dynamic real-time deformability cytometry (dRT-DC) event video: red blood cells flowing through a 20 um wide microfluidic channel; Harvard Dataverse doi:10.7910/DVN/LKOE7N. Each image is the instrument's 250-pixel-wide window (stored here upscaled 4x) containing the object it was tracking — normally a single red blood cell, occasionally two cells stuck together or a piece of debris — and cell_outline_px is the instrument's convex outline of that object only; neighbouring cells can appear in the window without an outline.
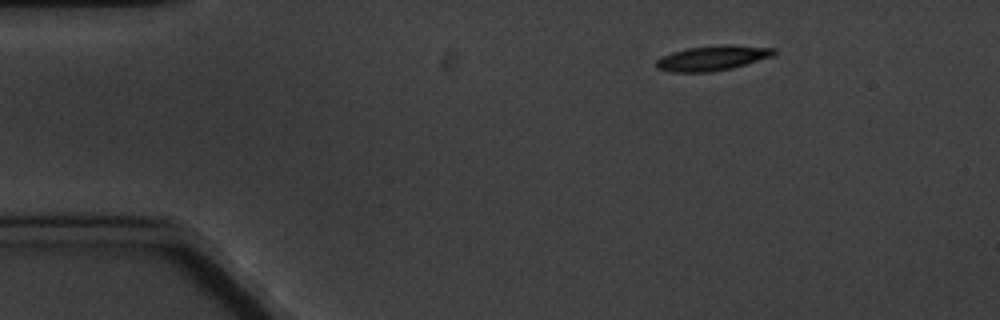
{"species": "common noctule bat (a hibernating species)", "species_latin": "Nyctalus noctula", "temperature_condition": "cold", "stored_images_in_passage": 3, "camera_frame_rate_fps": 3000, "um_per_image_px": 0.085, "animal": {"sex": "male", "body_mass_g": 20.1, "forearm_length_mm": 53.5}, "frame": {"image": 1, "passage_image": 1, "time_ms": 0.0, "image_size_px": [1000, 320], "cell_outline_px": [[776, 52], [772, 56], [732, 68], [712, 72], [672, 72], [656, 68], [656, 60], [660, 56], [672, 52], [688, 48], [716, 44], [728, 44], [776, 48]], "centroid_in_image_um": [60.54, 4.92], "position_along_channel_um": 24.5, "area_um2": 17.28}}